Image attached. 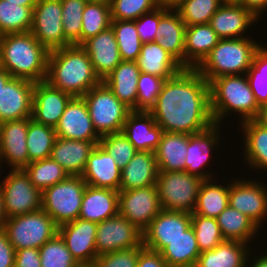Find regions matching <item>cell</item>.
<instances>
[{
	"instance_id": "obj_16",
	"label": "cell",
	"mask_w": 267,
	"mask_h": 267,
	"mask_svg": "<svg viewBox=\"0 0 267 267\" xmlns=\"http://www.w3.org/2000/svg\"><path fill=\"white\" fill-rule=\"evenodd\" d=\"M97 223L77 218L58 227V234L80 265L93 264L96 254Z\"/></svg>"
},
{
	"instance_id": "obj_40",
	"label": "cell",
	"mask_w": 267,
	"mask_h": 267,
	"mask_svg": "<svg viewBox=\"0 0 267 267\" xmlns=\"http://www.w3.org/2000/svg\"><path fill=\"white\" fill-rule=\"evenodd\" d=\"M55 139V128L31 119L26 136L29 163L50 158Z\"/></svg>"
},
{
	"instance_id": "obj_49",
	"label": "cell",
	"mask_w": 267,
	"mask_h": 267,
	"mask_svg": "<svg viewBox=\"0 0 267 267\" xmlns=\"http://www.w3.org/2000/svg\"><path fill=\"white\" fill-rule=\"evenodd\" d=\"M112 20L135 21L159 7L161 0H108Z\"/></svg>"
},
{
	"instance_id": "obj_51",
	"label": "cell",
	"mask_w": 267,
	"mask_h": 267,
	"mask_svg": "<svg viewBox=\"0 0 267 267\" xmlns=\"http://www.w3.org/2000/svg\"><path fill=\"white\" fill-rule=\"evenodd\" d=\"M165 79L140 72L137 84V111H149L156 103Z\"/></svg>"
},
{
	"instance_id": "obj_46",
	"label": "cell",
	"mask_w": 267,
	"mask_h": 267,
	"mask_svg": "<svg viewBox=\"0 0 267 267\" xmlns=\"http://www.w3.org/2000/svg\"><path fill=\"white\" fill-rule=\"evenodd\" d=\"M191 227L194 230L200 253L212 250L224 241L215 218L191 214Z\"/></svg>"
},
{
	"instance_id": "obj_55",
	"label": "cell",
	"mask_w": 267,
	"mask_h": 267,
	"mask_svg": "<svg viewBox=\"0 0 267 267\" xmlns=\"http://www.w3.org/2000/svg\"><path fill=\"white\" fill-rule=\"evenodd\" d=\"M16 250L9 242L5 231L0 228V267H14Z\"/></svg>"
},
{
	"instance_id": "obj_17",
	"label": "cell",
	"mask_w": 267,
	"mask_h": 267,
	"mask_svg": "<svg viewBox=\"0 0 267 267\" xmlns=\"http://www.w3.org/2000/svg\"><path fill=\"white\" fill-rule=\"evenodd\" d=\"M31 119L28 117L0 124V168L4 161L12 170L24 169L29 164L26 136Z\"/></svg>"
},
{
	"instance_id": "obj_20",
	"label": "cell",
	"mask_w": 267,
	"mask_h": 267,
	"mask_svg": "<svg viewBox=\"0 0 267 267\" xmlns=\"http://www.w3.org/2000/svg\"><path fill=\"white\" fill-rule=\"evenodd\" d=\"M72 98L69 93L50 86L46 81L35 83L31 118L38 123L55 128Z\"/></svg>"
},
{
	"instance_id": "obj_63",
	"label": "cell",
	"mask_w": 267,
	"mask_h": 267,
	"mask_svg": "<svg viewBox=\"0 0 267 267\" xmlns=\"http://www.w3.org/2000/svg\"><path fill=\"white\" fill-rule=\"evenodd\" d=\"M182 0H161L162 4L168 6L169 8H174Z\"/></svg>"
},
{
	"instance_id": "obj_36",
	"label": "cell",
	"mask_w": 267,
	"mask_h": 267,
	"mask_svg": "<svg viewBox=\"0 0 267 267\" xmlns=\"http://www.w3.org/2000/svg\"><path fill=\"white\" fill-rule=\"evenodd\" d=\"M216 220L224 240H235L248 244L259 231V227L249 217L229 205Z\"/></svg>"
},
{
	"instance_id": "obj_11",
	"label": "cell",
	"mask_w": 267,
	"mask_h": 267,
	"mask_svg": "<svg viewBox=\"0 0 267 267\" xmlns=\"http://www.w3.org/2000/svg\"><path fill=\"white\" fill-rule=\"evenodd\" d=\"M30 32L49 51L72 45L64 35L61 0H38Z\"/></svg>"
},
{
	"instance_id": "obj_26",
	"label": "cell",
	"mask_w": 267,
	"mask_h": 267,
	"mask_svg": "<svg viewBox=\"0 0 267 267\" xmlns=\"http://www.w3.org/2000/svg\"><path fill=\"white\" fill-rule=\"evenodd\" d=\"M98 143L56 137L50 158L71 176H81L87 160Z\"/></svg>"
},
{
	"instance_id": "obj_33",
	"label": "cell",
	"mask_w": 267,
	"mask_h": 267,
	"mask_svg": "<svg viewBox=\"0 0 267 267\" xmlns=\"http://www.w3.org/2000/svg\"><path fill=\"white\" fill-rule=\"evenodd\" d=\"M186 26L179 13L170 8L161 18L158 25L156 42L184 67Z\"/></svg>"
},
{
	"instance_id": "obj_18",
	"label": "cell",
	"mask_w": 267,
	"mask_h": 267,
	"mask_svg": "<svg viewBox=\"0 0 267 267\" xmlns=\"http://www.w3.org/2000/svg\"><path fill=\"white\" fill-rule=\"evenodd\" d=\"M56 137L99 143L87 105L82 97H73L55 127Z\"/></svg>"
},
{
	"instance_id": "obj_2",
	"label": "cell",
	"mask_w": 267,
	"mask_h": 267,
	"mask_svg": "<svg viewBox=\"0 0 267 267\" xmlns=\"http://www.w3.org/2000/svg\"><path fill=\"white\" fill-rule=\"evenodd\" d=\"M45 81L73 97L84 96L102 82L85 49L75 44L50 51Z\"/></svg>"
},
{
	"instance_id": "obj_24",
	"label": "cell",
	"mask_w": 267,
	"mask_h": 267,
	"mask_svg": "<svg viewBox=\"0 0 267 267\" xmlns=\"http://www.w3.org/2000/svg\"><path fill=\"white\" fill-rule=\"evenodd\" d=\"M122 133L137 151L154 152L163 129L157 125L149 111H131L123 125Z\"/></svg>"
},
{
	"instance_id": "obj_23",
	"label": "cell",
	"mask_w": 267,
	"mask_h": 267,
	"mask_svg": "<svg viewBox=\"0 0 267 267\" xmlns=\"http://www.w3.org/2000/svg\"><path fill=\"white\" fill-rule=\"evenodd\" d=\"M259 20L238 3H223L210 19V26L220 39L243 38L246 31ZM245 32V33H244Z\"/></svg>"
},
{
	"instance_id": "obj_14",
	"label": "cell",
	"mask_w": 267,
	"mask_h": 267,
	"mask_svg": "<svg viewBox=\"0 0 267 267\" xmlns=\"http://www.w3.org/2000/svg\"><path fill=\"white\" fill-rule=\"evenodd\" d=\"M263 184L254 179L229 183V206L249 217L259 229L267 220V185Z\"/></svg>"
},
{
	"instance_id": "obj_3",
	"label": "cell",
	"mask_w": 267,
	"mask_h": 267,
	"mask_svg": "<svg viewBox=\"0 0 267 267\" xmlns=\"http://www.w3.org/2000/svg\"><path fill=\"white\" fill-rule=\"evenodd\" d=\"M49 53L31 32L0 36V67L14 78L45 81Z\"/></svg>"
},
{
	"instance_id": "obj_27",
	"label": "cell",
	"mask_w": 267,
	"mask_h": 267,
	"mask_svg": "<svg viewBox=\"0 0 267 267\" xmlns=\"http://www.w3.org/2000/svg\"><path fill=\"white\" fill-rule=\"evenodd\" d=\"M119 191L86 186L78 218L100 223L118 214Z\"/></svg>"
},
{
	"instance_id": "obj_54",
	"label": "cell",
	"mask_w": 267,
	"mask_h": 267,
	"mask_svg": "<svg viewBox=\"0 0 267 267\" xmlns=\"http://www.w3.org/2000/svg\"><path fill=\"white\" fill-rule=\"evenodd\" d=\"M14 267H41L39 249L23 248L16 250Z\"/></svg>"
},
{
	"instance_id": "obj_59",
	"label": "cell",
	"mask_w": 267,
	"mask_h": 267,
	"mask_svg": "<svg viewBox=\"0 0 267 267\" xmlns=\"http://www.w3.org/2000/svg\"><path fill=\"white\" fill-rule=\"evenodd\" d=\"M252 263H250L249 267H267V251L264 255H258L252 259ZM248 267V266H247Z\"/></svg>"
},
{
	"instance_id": "obj_39",
	"label": "cell",
	"mask_w": 267,
	"mask_h": 267,
	"mask_svg": "<svg viewBox=\"0 0 267 267\" xmlns=\"http://www.w3.org/2000/svg\"><path fill=\"white\" fill-rule=\"evenodd\" d=\"M108 0H88L82 14L81 45L111 26Z\"/></svg>"
},
{
	"instance_id": "obj_44",
	"label": "cell",
	"mask_w": 267,
	"mask_h": 267,
	"mask_svg": "<svg viewBox=\"0 0 267 267\" xmlns=\"http://www.w3.org/2000/svg\"><path fill=\"white\" fill-rule=\"evenodd\" d=\"M222 4L221 0H182L174 9L187 27L209 23Z\"/></svg>"
},
{
	"instance_id": "obj_6",
	"label": "cell",
	"mask_w": 267,
	"mask_h": 267,
	"mask_svg": "<svg viewBox=\"0 0 267 267\" xmlns=\"http://www.w3.org/2000/svg\"><path fill=\"white\" fill-rule=\"evenodd\" d=\"M58 225L41 208L7 219L3 230L15 250L41 248L58 234Z\"/></svg>"
},
{
	"instance_id": "obj_28",
	"label": "cell",
	"mask_w": 267,
	"mask_h": 267,
	"mask_svg": "<svg viewBox=\"0 0 267 267\" xmlns=\"http://www.w3.org/2000/svg\"><path fill=\"white\" fill-rule=\"evenodd\" d=\"M220 38L209 23L187 26L185 30L184 68L196 69Z\"/></svg>"
},
{
	"instance_id": "obj_62",
	"label": "cell",
	"mask_w": 267,
	"mask_h": 267,
	"mask_svg": "<svg viewBox=\"0 0 267 267\" xmlns=\"http://www.w3.org/2000/svg\"><path fill=\"white\" fill-rule=\"evenodd\" d=\"M8 2L14 3L16 5H22L27 7H35L38 0H6Z\"/></svg>"
},
{
	"instance_id": "obj_22",
	"label": "cell",
	"mask_w": 267,
	"mask_h": 267,
	"mask_svg": "<svg viewBox=\"0 0 267 267\" xmlns=\"http://www.w3.org/2000/svg\"><path fill=\"white\" fill-rule=\"evenodd\" d=\"M81 46L89 55L94 71L101 81L122 61L111 26L89 38Z\"/></svg>"
},
{
	"instance_id": "obj_34",
	"label": "cell",
	"mask_w": 267,
	"mask_h": 267,
	"mask_svg": "<svg viewBox=\"0 0 267 267\" xmlns=\"http://www.w3.org/2000/svg\"><path fill=\"white\" fill-rule=\"evenodd\" d=\"M188 134L163 132L154 151L158 171H185Z\"/></svg>"
},
{
	"instance_id": "obj_37",
	"label": "cell",
	"mask_w": 267,
	"mask_h": 267,
	"mask_svg": "<svg viewBox=\"0 0 267 267\" xmlns=\"http://www.w3.org/2000/svg\"><path fill=\"white\" fill-rule=\"evenodd\" d=\"M161 254L168 267H195L200 251L193 228L170 241Z\"/></svg>"
},
{
	"instance_id": "obj_41",
	"label": "cell",
	"mask_w": 267,
	"mask_h": 267,
	"mask_svg": "<svg viewBox=\"0 0 267 267\" xmlns=\"http://www.w3.org/2000/svg\"><path fill=\"white\" fill-rule=\"evenodd\" d=\"M33 9L0 0V36L30 32Z\"/></svg>"
},
{
	"instance_id": "obj_42",
	"label": "cell",
	"mask_w": 267,
	"mask_h": 267,
	"mask_svg": "<svg viewBox=\"0 0 267 267\" xmlns=\"http://www.w3.org/2000/svg\"><path fill=\"white\" fill-rule=\"evenodd\" d=\"M113 29L122 61H136L140 56L142 42L135 21L112 20Z\"/></svg>"
},
{
	"instance_id": "obj_50",
	"label": "cell",
	"mask_w": 267,
	"mask_h": 267,
	"mask_svg": "<svg viewBox=\"0 0 267 267\" xmlns=\"http://www.w3.org/2000/svg\"><path fill=\"white\" fill-rule=\"evenodd\" d=\"M122 170L137 153L132 143L122 132L102 136L98 143Z\"/></svg>"
},
{
	"instance_id": "obj_31",
	"label": "cell",
	"mask_w": 267,
	"mask_h": 267,
	"mask_svg": "<svg viewBox=\"0 0 267 267\" xmlns=\"http://www.w3.org/2000/svg\"><path fill=\"white\" fill-rule=\"evenodd\" d=\"M250 251L246 243L224 240L214 249L200 253L195 267H246L252 256Z\"/></svg>"
},
{
	"instance_id": "obj_1",
	"label": "cell",
	"mask_w": 267,
	"mask_h": 267,
	"mask_svg": "<svg viewBox=\"0 0 267 267\" xmlns=\"http://www.w3.org/2000/svg\"><path fill=\"white\" fill-rule=\"evenodd\" d=\"M149 112L163 132H202L214 124L209 83L196 69L184 68L165 80Z\"/></svg>"
},
{
	"instance_id": "obj_57",
	"label": "cell",
	"mask_w": 267,
	"mask_h": 267,
	"mask_svg": "<svg viewBox=\"0 0 267 267\" xmlns=\"http://www.w3.org/2000/svg\"><path fill=\"white\" fill-rule=\"evenodd\" d=\"M238 4L250 10L258 19L267 10V0H239Z\"/></svg>"
},
{
	"instance_id": "obj_19",
	"label": "cell",
	"mask_w": 267,
	"mask_h": 267,
	"mask_svg": "<svg viewBox=\"0 0 267 267\" xmlns=\"http://www.w3.org/2000/svg\"><path fill=\"white\" fill-rule=\"evenodd\" d=\"M35 83L12 77L0 89V124L32 116Z\"/></svg>"
},
{
	"instance_id": "obj_52",
	"label": "cell",
	"mask_w": 267,
	"mask_h": 267,
	"mask_svg": "<svg viewBox=\"0 0 267 267\" xmlns=\"http://www.w3.org/2000/svg\"><path fill=\"white\" fill-rule=\"evenodd\" d=\"M169 9L170 8L168 6L161 4L153 11L145 13L140 18L135 20L137 32L142 43H148L157 40L160 18Z\"/></svg>"
},
{
	"instance_id": "obj_5",
	"label": "cell",
	"mask_w": 267,
	"mask_h": 267,
	"mask_svg": "<svg viewBox=\"0 0 267 267\" xmlns=\"http://www.w3.org/2000/svg\"><path fill=\"white\" fill-rule=\"evenodd\" d=\"M261 45L252 37L220 39L196 70L208 83L224 75L246 74Z\"/></svg>"
},
{
	"instance_id": "obj_12",
	"label": "cell",
	"mask_w": 267,
	"mask_h": 267,
	"mask_svg": "<svg viewBox=\"0 0 267 267\" xmlns=\"http://www.w3.org/2000/svg\"><path fill=\"white\" fill-rule=\"evenodd\" d=\"M161 210L156 185L119 191L118 213L142 232Z\"/></svg>"
},
{
	"instance_id": "obj_8",
	"label": "cell",
	"mask_w": 267,
	"mask_h": 267,
	"mask_svg": "<svg viewBox=\"0 0 267 267\" xmlns=\"http://www.w3.org/2000/svg\"><path fill=\"white\" fill-rule=\"evenodd\" d=\"M202 181L186 171H158L156 187L161 208L192 214Z\"/></svg>"
},
{
	"instance_id": "obj_60",
	"label": "cell",
	"mask_w": 267,
	"mask_h": 267,
	"mask_svg": "<svg viewBox=\"0 0 267 267\" xmlns=\"http://www.w3.org/2000/svg\"><path fill=\"white\" fill-rule=\"evenodd\" d=\"M259 124L267 128V105L260 107L258 116L255 119Z\"/></svg>"
},
{
	"instance_id": "obj_13",
	"label": "cell",
	"mask_w": 267,
	"mask_h": 267,
	"mask_svg": "<svg viewBox=\"0 0 267 267\" xmlns=\"http://www.w3.org/2000/svg\"><path fill=\"white\" fill-rule=\"evenodd\" d=\"M97 256L123 249L140 247L143 244V232L119 213L100 223L96 232Z\"/></svg>"
},
{
	"instance_id": "obj_7",
	"label": "cell",
	"mask_w": 267,
	"mask_h": 267,
	"mask_svg": "<svg viewBox=\"0 0 267 267\" xmlns=\"http://www.w3.org/2000/svg\"><path fill=\"white\" fill-rule=\"evenodd\" d=\"M82 98L87 105L94 129L100 137L122 132L126 118L132 110L103 82L89 90Z\"/></svg>"
},
{
	"instance_id": "obj_4",
	"label": "cell",
	"mask_w": 267,
	"mask_h": 267,
	"mask_svg": "<svg viewBox=\"0 0 267 267\" xmlns=\"http://www.w3.org/2000/svg\"><path fill=\"white\" fill-rule=\"evenodd\" d=\"M209 87L210 109L215 124L222 126L221 122L228 114L239 113V123L258 116L260 107L246 74L217 77L209 83Z\"/></svg>"
},
{
	"instance_id": "obj_65",
	"label": "cell",
	"mask_w": 267,
	"mask_h": 267,
	"mask_svg": "<svg viewBox=\"0 0 267 267\" xmlns=\"http://www.w3.org/2000/svg\"><path fill=\"white\" fill-rule=\"evenodd\" d=\"M79 267H95L93 264H84L80 265Z\"/></svg>"
},
{
	"instance_id": "obj_35",
	"label": "cell",
	"mask_w": 267,
	"mask_h": 267,
	"mask_svg": "<svg viewBox=\"0 0 267 267\" xmlns=\"http://www.w3.org/2000/svg\"><path fill=\"white\" fill-rule=\"evenodd\" d=\"M244 161H247L250 169L267 170V128L259 124L255 119L241 122Z\"/></svg>"
},
{
	"instance_id": "obj_30",
	"label": "cell",
	"mask_w": 267,
	"mask_h": 267,
	"mask_svg": "<svg viewBox=\"0 0 267 267\" xmlns=\"http://www.w3.org/2000/svg\"><path fill=\"white\" fill-rule=\"evenodd\" d=\"M140 69L136 61H121L102 82L132 111H137V84Z\"/></svg>"
},
{
	"instance_id": "obj_29",
	"label": "cell",
	"mask_w": 267,
	"mask_h": 267,
	"mask_svg": "<svg viewBox=\"0 0 267 267\" xmlns=\"http://www.w3.org/2000/svg\"><path fill=\"white\" fill-rule=\"evenodd\" d=\"M158 167L154 152L137 151L121 170L119 191L156 185Z\"/></svg>"
},
{
	"instance_id": "obj_45",
	"label": "cell",
	"mask_w": 267,
	"mask_h": 267,
	"mask_svg": "<svg viewBox=\"0 0 267 267\" xmlns=\"http://www.w3.org/2000/svg\"><path fill=\"white\" fill-rule=\"evenodd\" d=\"M251 90L259 107L267 105V47L256 51L251 67L246 73Z\"/></svg>"
},
{
	"instance_id": "obj_58",
	"label": "cell",
	"mask_w": 267,
	"mask_h": 267,
	"mask_svg": "<svg viewBox=\"0 0 267 267\" xmlns=\"http://www.w3.org/2000/svg\"><path fill=\"white\" fill-rule=\"evenodd\" d=\"M8 218L5 210L4 198L0 189V228H3Z\"/></svg>"
},
{
	"instance_id": "obj_56",
	"label": "cell",
	"mask_w": 267,
	"mask_h": 267,
	"mask_svg": "<svg viewBox=\"0 0 267 267\" xmlns=\"http://www.w3.org/2000/svg\"><path fill=\"white\" fill-rule=\"evenodd\" d=\"M136 267H168L161 252L144 247L137 260Z\"/></svg>"
},
{
	"instance_id": "obj_61",
	"label": "cell",
	"mask_w": 267,
	"mask_h": 267,
	"mask_svg": "<svg viewBox=\"0 0 267 267\" xmlns=\"http://www.w3.org/2000/svg\"><path fill=\"white\" fill-rule=\"evenodd\" d=\"M12 78V76L2 67H0V89Z\"/></svg>"
},
{
	"instance_id": "obj_9",
	"label": "cell",
	"mask_w": 267,
	"mask_h": 267,
	"mask_svg": "<svg viewBox=\"0 0 267 267\" xmlns=\"http://www.w3.org/2000/svg\"><path fill=\"white\" fill-rule=\"evenodd\" d=\"M87 184L81 176L65 180L42 191V209L60 226L78 218Z\"/></svg>"
},
{
	"instance_id": "obj_47",
	"label": "cell",
	"mask_w": 267,
	"mask_h": 267,
	"mask_svg": "<svg viewBox=\"0 0 267 267\" xmlns=\"http://www.w3.org/2000/svg\"><path fill=\"white\" fill-rule=\"evenodd\" d=\"M41 267H79L59 234L39 248Z\"/></svg>"
},
{
	"instance_id": "obj_64",
	"label": "cell",
	"mask_w": 267,
	"mask_h": 267,
	"mask_svg": "<svg viewBox=\"0 0 267 267\" xmlns=\"http://www.w3.org/2000/svg\"><path fill=\"white\" fill-rule=\"evenodd\" d=\"M222 3H239V0H221Z\"/></svg>"
},
{
	"instance_id": "obj_10",
	"label": "cell",
	"mask_w": 267,
	"mask_h": 267,
	"mask_svg": "<svg viewBox=\"0 0 267 267\" xmlns=\"http://www.w3.org/2000/svg\"><path fill=\"white\" fill-rule=\"evenodd\" d=\"M0 189L9 218L42 208V192L32 184L23 169L10 170L0 181Z\"/></svg>"
},
{
	"instance_id": "obj_25",
	"label": "cell",
	"mask_w": 267,
	"mask_h": 267,
	"mask_svg": "<svg viewBox=\"0 0 267 267\" xmlns=\"http://www.w3.org/2000/svg\"><path fill=\"white\" fill-rule=\"evenodd\" d=\"M81 177L88 186L119 191L121 169L115 160L98 144L90 154Z\"/></svg>"
},
{
	"instance_id": "obj_48",
	"label": "cell",
	"mask_w": 267,
	"mask_h": 267,
	"mask_svg": "<svg viewBox=\"0 0 267 267\" xmlns=\"http://www.w3.org/2000/svg\"><path fill=\"white\" fill-rule=\"evenodd\" d=\"M88 0H61L65 38L72 45H81L82 14Z\"/></svg>"
},
{
	"instance_id": "obj_53",
	"label": "cell",
	"mask_w": 267,
	"mask_h": 267,
	"mask_svg": "<svg viewBox=\"0 0 267 267\" xmlns=\"http://www.w3.org/2000/svg\"><path fill=\"white\" fill-rule=\"evenodd\" d=\"M143 248L142 244L140 247L99 255L93 265L95 267H136L139 253Z\"/></svg>"
},
{
	"instance_id": "obj_43",
	"label": "cell",
	"mask_w": 267,
	"mask_h": 267,
	"mask_svg": "<svg viewBox=\"0 0 267 267\" xmlns=\"http://www.w3.org/2000/svg\"><path fill=\"white\" fill-rule=\"evenodd\" d=\"M23 170L41 192L69 176L64 168L51 158L31 162Z\"/></svg>"
},
{
	"instance_id": "obj_15",
	"label": "cell",
	"mask_w": 267,
	"mask_h": 267,
	"mask_svg": "<svg viewBox=\"0 0 267 267\" xmlns=\"http://www.w3.org/2000/svg\"><path fill=\"white\" fill-rule=\"evenodd\" d=\"M190 226V213L162 209L143 231V245L161 252L170 241L183 235Z\"/></svg>"
},
{
	"instance_id": "obj_32",
	"label": "cell",
	"mask_w": 267,
	"mask_h": 267,
	"mask_svg": "<svg viewBox=\"0 0 267 267\" xmlns=\"http://www.w3.org/2000/svg\"><path fill=\"white\" fill-rule=\"evenodd\" d=\"M140 72L170 79L184 67L156 41L142 43L140 56L136 60Z\"/></svg>"
},
{
	"instance_id": "obj_38",
	"label": "cell",
	"mask_w": 267,
	"mask_h": 267,
	"mask_svg": "<svg viewBox=\"0 0 267 267\" xmlns=\"http://www.w3.org/2000/svg\"><path fill=\"white\" fill-rule=\"evenodd\" d=\"M213 182L214 178L202 181L192 214L216 219L229 205V184L222 186L219 182Z\"/></svg>"
},
{
	"instance_id": "obj_21",
	"label": "cell",
	"mask_w": 267,
	"mask_h": 267,
	"mask_svg": "<svg viewBox=\"0 0 267 267\" xmlns=\"http://www.w3.org/2000/svg\"><path fill=\"white\" fill-rule=\"evenodd\" d=\"M220 124H213L208 129L196 133L188 134L187 154L185 158V171L191 175H196L203 180L213 179L212 173L204 171L207 163H210L212 149L218 147ZM219 131V132H218ZM202 170V171H201Z\"/></svg>"
}]
</instances>
